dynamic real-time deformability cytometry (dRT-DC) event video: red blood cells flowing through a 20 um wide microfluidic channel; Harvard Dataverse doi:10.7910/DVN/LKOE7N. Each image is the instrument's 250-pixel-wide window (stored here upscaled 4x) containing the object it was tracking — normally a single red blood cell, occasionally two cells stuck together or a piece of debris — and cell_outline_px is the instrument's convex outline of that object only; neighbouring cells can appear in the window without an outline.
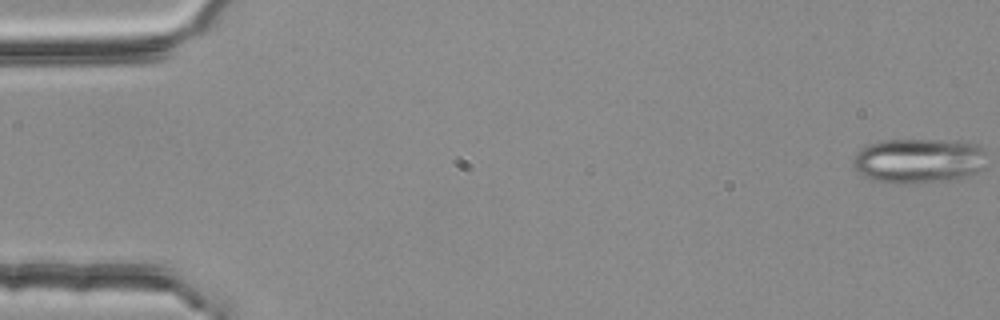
{"species": "common noctule bat (a hibernating species)", "species_latin": "Nyctalus noctula", "temperature_condition": "room temperature", "stored_images_in_passage": 4, "camera_frame_rate_fps": 3000, "um_per_image_px": 0.085, "animal": {"sex": "female", "body_mass_g": 25.1}, "frame": {"image": 1, "passage_image": 1, "time_ms": 0.0, "image_size_px": [1000, 320], "cell_outline_px": [[984, 168], [968, 176], [948, 180], [916, 184], [900, 184], [876, 180], [864, 176], [856, 172], [852, 164], [852, 156], [860, 148], [868, 144], [884, 140], [964, 140], [976, 144], [984, 152]], "centroid_in_image_um": [78.05, 13.66], "position_along_channel_um": 6.9, "area_um2": 35.43}}